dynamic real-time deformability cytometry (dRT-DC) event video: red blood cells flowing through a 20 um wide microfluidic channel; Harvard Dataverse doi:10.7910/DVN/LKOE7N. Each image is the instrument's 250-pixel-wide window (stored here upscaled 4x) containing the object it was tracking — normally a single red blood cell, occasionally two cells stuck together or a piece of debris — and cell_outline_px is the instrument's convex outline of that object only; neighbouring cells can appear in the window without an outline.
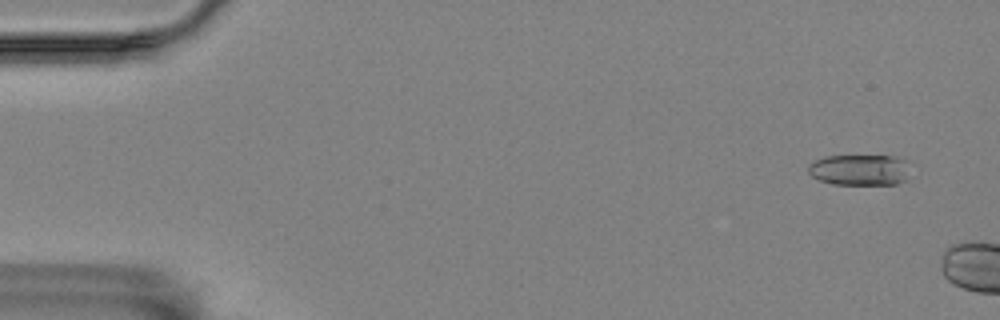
{"species": "Egyptian fruit bat (a non-hibernating species)", "species_latin": "Rousettus aegyptiacus", "temperature_condition": "room temperature", "stored_images_in_passage": 2, "camera_frame_rate_fps": 3000, "um_per_image_px": 0.085, "animal": {"sex": "female"}, "frame": {"image": 1, "passage_image": 1, "time_ms": 0.0, "image_size_px": [1000, 320], "cell_outline_px": [[908, 180], [896, 184], [832, 184], [820, 180], [812, 176], [808, 172], [808, 164], [824, 156], [896, 156], [904, 160]], "centroid_in_image_um": [73.04, 14.44], "position_along_channel_um": 12.0, "area_um2": 18.26}}